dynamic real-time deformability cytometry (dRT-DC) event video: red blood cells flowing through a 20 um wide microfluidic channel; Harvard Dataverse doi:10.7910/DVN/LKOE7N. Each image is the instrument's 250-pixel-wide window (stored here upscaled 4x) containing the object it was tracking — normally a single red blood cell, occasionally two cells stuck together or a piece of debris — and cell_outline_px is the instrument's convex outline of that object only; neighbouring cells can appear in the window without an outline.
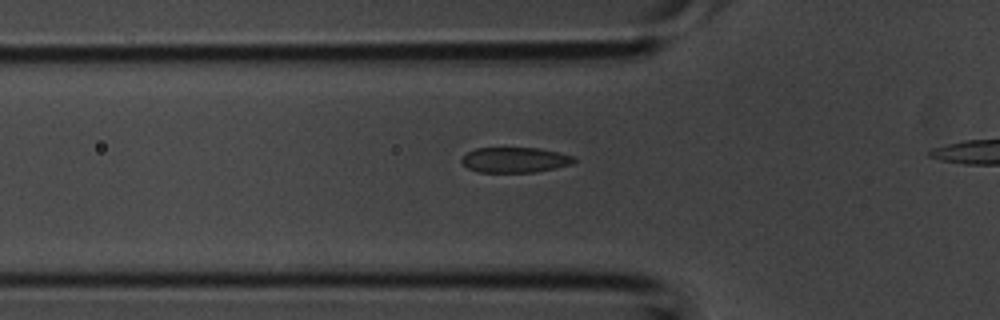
{"species": "common noctule bat (a hibernating species)", "species_latin": "Nyctalus noctula", "temperature_condition": "room temperature", "stored_images_in_passage": 13, "camera_frame_rate_fps": 3000, "um_per_image_px": 0.085, "animal": {"sex": "male", "body_mass_g": 20.1, "forearm_length_mm": 53.5}, "frame": {"image": 1, "passage_image": 6, "time_ms": 1.667, "image_size_px": [1000, 320], "cell_outline_px": [[576, 160], [572, 164], [556, 168], [536, 172], [476, 172], [468, 168], [460, 160], [468, 152], [476, 148], [540, 148], [572, 156]], "centroid_in_image_um": [43.76, 13.6], "position_along_channel_um": 82.0, "area_um2": 16.47}}
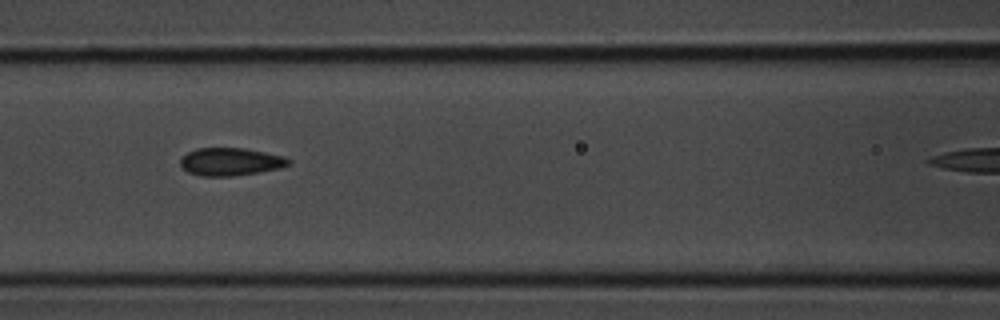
{"frame": {"image": 2, "passage_image": 10, "time_ms": 3.0, "image_size_px": [1000, 320], "cell_outline_px": [[292, 164], [280, 168], [232, 176], [200, 176], [188, 172], [180, 168], [180, 160], [188, 152], [196, 148], [244, 148], [284, 156], [292, 160]], "centroid_in_image_um": [19.59, 13.74], "position_along_channel_um": 147.0, "area_um2": 17.57}}